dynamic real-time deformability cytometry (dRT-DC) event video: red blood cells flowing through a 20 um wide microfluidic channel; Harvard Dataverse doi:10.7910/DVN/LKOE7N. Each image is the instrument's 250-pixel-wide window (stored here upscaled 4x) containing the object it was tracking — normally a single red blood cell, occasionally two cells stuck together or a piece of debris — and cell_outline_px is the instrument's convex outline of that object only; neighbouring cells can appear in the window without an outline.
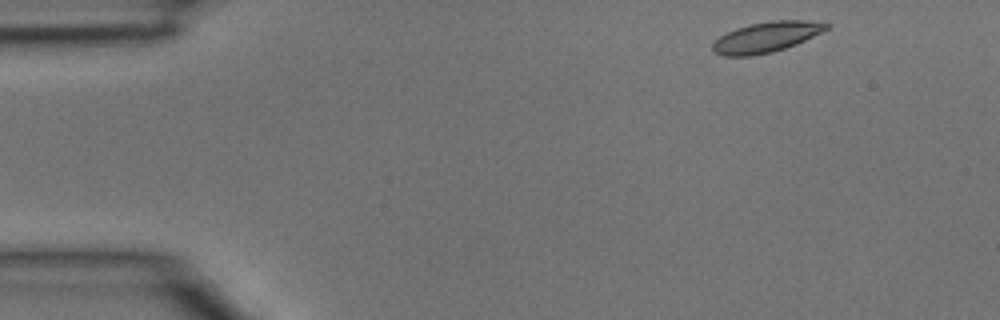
{"species": "common noctule bat (a hibernating species)", "species_latin": "Nyctalus noctula", "temperature_condition": "room temperature", "stored_images_in_passage": 3, "camera_frame_rate_fps": 3000, "um_per_image_px": 0.085, "animal": {"sex": "male", "body_mass_g": 15.6}, "frame": {"image": 1, "passage_image": 1, "time_ms": 0.0, "image_size_px": [1000, 320], "cell_outline_px": [[832, 24], [828, 28], [796, 44], [772, 52], [752, 56], [724, 56], [712, 52], [712, 44], [720, 36], [736, 28], [752, 24], [772, 20], [804, 20]], "centroid_in_image_um": [65.1, 3.16], "position_along_channel_um": 19.9, "area_um2": 19.94}}
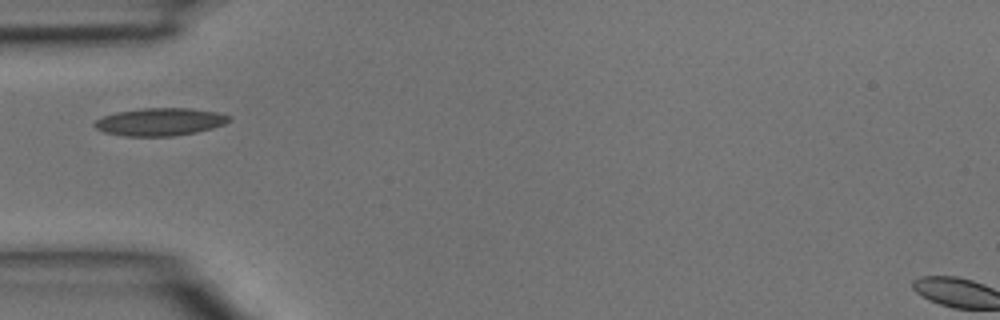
{"frame": {"image": 2, "passage_image": 3, "time_ms": 0.667, "image_size_px": [1000, 320], "cell_outline_px": [[232, 120], [224, 124], [212, 128], [196, 132], [172, 136], [124, 136], [104, 132], [96, 128], [92, 124], [96, 120], [104, 116], [116, 112], [140, 108], [188, 108], [216, 112], [232, 116]], "centroid_in_image_um": [13.6, 10.35], "position_along_channel_um": 71.4, "area_um2": 21.73}}